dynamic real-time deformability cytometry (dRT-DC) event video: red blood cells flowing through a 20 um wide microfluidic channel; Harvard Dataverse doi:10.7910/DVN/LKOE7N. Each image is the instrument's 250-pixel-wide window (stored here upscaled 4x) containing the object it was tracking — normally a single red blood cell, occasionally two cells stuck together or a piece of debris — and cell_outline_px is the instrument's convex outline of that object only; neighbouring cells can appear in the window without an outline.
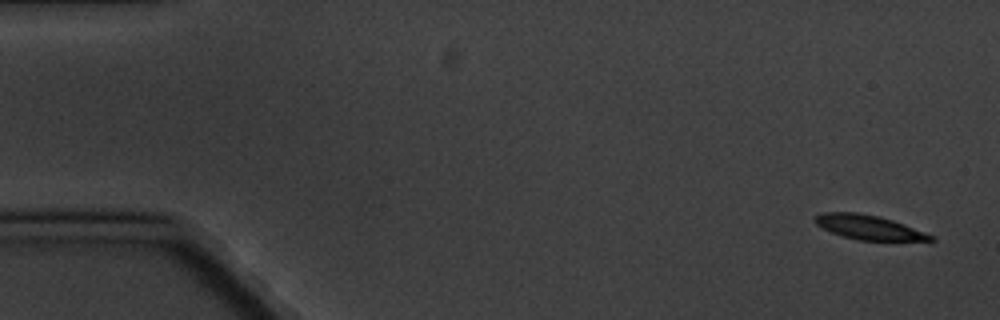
{"species": "common noctule bat (a hibernating species)", "species_latin": "Nyctalus noctula", "temperature_condition": "cold", "stored_images_in_passage": 7, "camera_frame_rate_fps": 3000, "um_per_image_px": 0.085, "animal": {"sex": "male", "body_mass_g": 20.1, "forearm_length_mm": 53.5}, "frame": {"image": 1, "passage_image": 1, "time_ms": 0.0, "image_size_px": [1000, 320], "cell_outline_px": [[936, 240], [856, 240], [832, 232], [816, 224], [812, 220], [812, 216], [824, 212], [856, 212], [880, 216], [904, 224], [936, 236]], "centroid_in_image_um": [73.82, 19.3], "position_along_channel_um": 11.2, "area_um2": 16.42}}
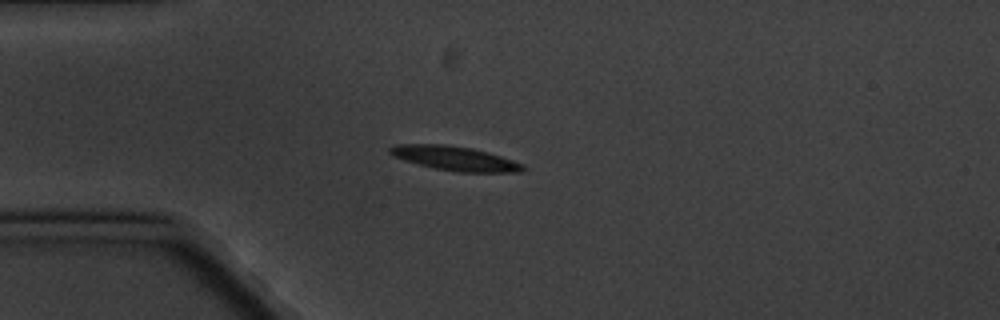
{"frame": {"image": 2, "passage_image": 4, "time_ms": 4.333, "image_size_px": [1000, 320], "cell_outline_px": [[528, 168], [520, 172], [456, 172], [436, 168], [404, 160], [392, 156], [388, 152], [388, 148], [396, 144], [444, 144], [472, 148], [488, 152], [524, 164]], "centroid_in_image_um": [38.67, 13.46], "position_along_channel_um": 46.3, "area_um2": 18.84}}